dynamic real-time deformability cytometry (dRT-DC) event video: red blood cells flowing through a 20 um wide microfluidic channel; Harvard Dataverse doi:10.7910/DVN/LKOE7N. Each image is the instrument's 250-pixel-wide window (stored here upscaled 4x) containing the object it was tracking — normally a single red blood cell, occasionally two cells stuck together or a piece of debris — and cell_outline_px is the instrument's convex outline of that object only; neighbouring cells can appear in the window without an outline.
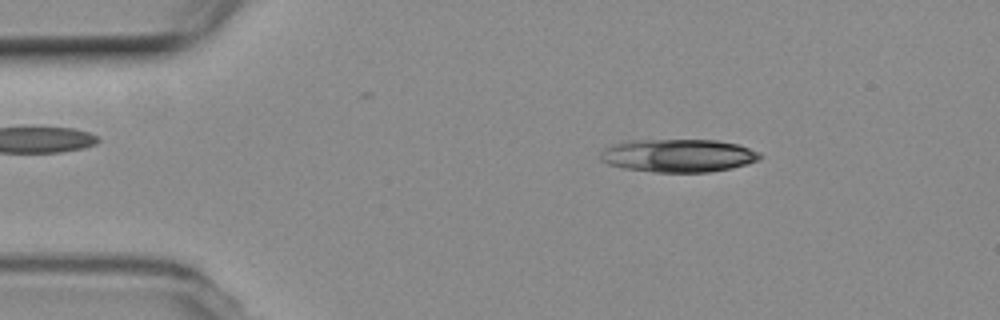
{"species": "common noctule bat (a hibernating species)", "species_latin": "Nyctalus noctula", "temperature_condition": "room temperature", "stored_images_in_passage": 53, "camera_frame_rate_fps": 3000, "um_per_image_px": 0.085, "animal": {"sex": "female", "body_mass_g": 19.3, "forearm_length_mm": 54.1}, "frame": {"image": 1, "passage_image": 8, "time_ms": 2.333, "image_size_px": [1000, 320], "cell_outline_px": [[764, 156], [748, 164], [732, 168], [712, 172], [652, 172], [624, 168], [608, 164], [600, 160], [600, 152], [604, 148], [612, 144], [632, 140], [716, 140], [736, 144], [760, 152]], "centroid_in_image_um": [57.64, 13.23], "position_along_channel_um": 27.4, "area_um2": 30.87}}